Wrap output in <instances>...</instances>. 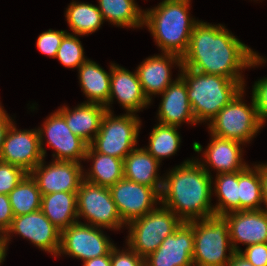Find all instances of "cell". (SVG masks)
<instances>
[{
  "mask_svg": "<svg viewBox=\"0 0 267 266\" xmlns=\"http://www.w3.org/2000/svg\"><path fill=\"white\" fill-rule=\"evenodd\" d=\"M266 61L224 25H212L199 20L191 32L188 50L182 56V67L233 81H244L242 70Z\"/></svg>",
  "mask_w": 267,
  "mask_h": 266,
  "instance_id": "obj_1",
  "label": "cell"
},
{
  "mask_svg": "<svg viewBox=\"0 0 267 266\" xmlns=\"http://www.w3.org/2000/svg\"><path fill=\"white\" fill-rule=\"evenodd\" d=\"M212 179L198 159H188L170 170L165 178L163 176L159 204L168 207L186 223L213 216Z\"/></svg>",
  "mask_w": 267,
  "mask_h": 266,
  "instance_id": "obj_2",
  "label": "cell"
},
{
  "mask_svg": "<svg viewBox=\"0 0 267 266\" xmlns=\"http://www.w3.org/2000/svg\"><path fill=\"white\" fill-rule=\"evenodd\" d=\"M191 0H162L144 11L143 25L151 32L161 52L183 56L189 47L191 32L199 22L190 17Z\"/></svg>",
  "mask_w": 267,
  "mask_h": 266,
  "instance_id": "obj_3",
  "label": "cell"
},
{
  "mask_svg": "<svg viewBox=\"0 0 267 266\" xmlns=\"http://www.w3.org/2000/svg\"><path fill=\"white\" fill-rule=\"evenodd\" d=\"M187 84V95L197 123L210 122L241 90L245 81L199 73L182 67L179 74Z\"/></svg>",
  "mask_w": 267,
  "mask_h": 266,
  "instance_id": "obj_4",
  "label": "cell"
},
{
  "mask_svg": "<svg viewBox=\"0 0 267 266\" xmlns=\"http://www.w3.org/2000/svg\"><path fill=\"white\" fill-rule=\"evenodd\" d=\"M187 223L193 228L194 233V266H226L235 253L226 219L220 215H213Z\"/></svg>",
  "mask_w": 267,
  "mask_h": 266,
  "instance_id": "obj_5",
  "label": "cell"
},
{
  "mask_svg": "<svg viewBox=\"0 0 267 266\" xmlns=\"http://www.w3.org/2000/svg\"><path fill=\"white\" fill-rule=\"evenodd\" d=\"M161 205L126 225L129 234L125 243L144 259L156 251L162 241L183 223L168 207Z\"/></svg>",
  "mask_w": 267,
  "mask_h": 266,
  "instance_id": "obj_6",
  "label": "cell"
},
{
  "mask_svg": "<svg viewBox=\"0 0 267 266\" xmlns=\"http://www.w3.org/2000/svg\"><path fill=\"white\" fill-rule=\"evenodd\" d=\"M243 94L244 89L207 123L212 135L235 140L245 145L259 133L261 127L263 128L253 98L249 106L243 101Z\"/></svg>",
  "mask_w": 267,
  "mask_h": 266,
  "instance_id": "obj_7",
  "label": "cell"
},
{
  "mask_svg": "<svg viewBox=\"0 0 267 266\" xmlns=\"http://www.w3.org/2000/svg\"><path fill=\"white\" fill-rule=\"evenodd\" d=\"M141 121L136 114L114 116L106 111L90 144L97 152L123 159L136 147Z\"/></svg>",
  "mask_w": 267,
  "mask_h": 266,
  "instance_id": "obj_8",
  "label": "cell"
},
{
  "mask_svg": "<svg viewBox=\"0 0 267 266\" xmlns=\"http://www.w3.org/2000/svg\"><path fill=\"white\" fill-rule=\"evenodd\" d=\"M78 219L84 217L88 225L119 230L123 223L110 189L83 180L77 191Z\"/></svg>",
  "mask_w": 267,
  "mask_h": 266,
  "instance_id": "obj_9",
  "label": "cell"
},
{
  "mask_svg": "<svg viewBox=\"0 0 267 266\" xmlns=\"http://www.w3.org/2000/svg\"><path fill=\"white\" fill-rule=\"evenodd\" d=\"M100 227L81 221L61 231L60 249L57 256L69 255L83 262L107 255L115 246Z\"/></svg>",
  "mask_w": 267,
  "mask_h": 266,
  "instance_id": "obj_10",
  "label": "cell"
},
{
  "mask_svg": "<svg viewBox=\"0 0 267 266\" xmlns=\"http://www.w3.org/2000/svg\"><path fill=\"white\" fill-rule=\"evenodd\" d=\"M40 136V146L45 158L46 149L44 139L47 138V144L53 148L54 161H74L80 163L85 161V155L88 144L73 134L67 126L65 118L56 110L43 123L42 128L38 127ZM45 136V138H44Z\"/></svg>",
  "mask_w": 267,
  "mask_h": 266,
  "instance_id": "obj_11",
  "label": "cell"
},
{
  "mask_svg": "<svg viewBox=\"0 0 267 266\" xmlns=\"http://www.w3.org/2000/svg\"><path fill=\"white\" fill-rule=\"evenodd\" d=\"M13 234L20 235L31 241L36 247L50 253L54 257L59 252L61 231L41 210L13 218L10 228L4 235L6 250Z\"/></svg>",
  "mask_w": 267,
  "mask_h": 266,
  "instance_id": "obj_12",
  "label": "cell"
},
{
  "mask_svg": "<svg viewBox=\"0 0 267 266\" xmlns=\"http://www.w3.org/2000/svg\"><path fill=\"white\" fill-rule=\"evenodd\" d=\"M109 189L125 227L149 213L160 202V194L154 188L124 177Z\"/></svg>",
  "mask_w": 267,
  "mask_h": 266,
  "instance_id": "obj_13",
  "label": "cell"
},
{
  "mask_svg": "<svg viewBox=\"0 0 267 266\" xmlns=\"http://www.w3.org/2000/svg\"><path fill=\"white\" fill-rule=\"evenodd\" d=\"M43 159L38 129L17 130L12 122L4 137L0 160L29 174Z\"/></svg>",
  "mask_w": 267,
  "mask_h": 266,
  "instance_id": "obj_14",
  "label": "cell"
},
{
  "mask_svg": "<svg viewBox=\"0 0 267 266\" xmlns=\"http://www.w3.org/2000/svg\"><path fill=\"white\" fill-rule=\"evenodd\" d=\"M81 163L52 161L45 165L44 159L29 173L36 181L42 195L56 192H77L84 180Z\"/></svg>",
  "mask_w": 267,
  "mask_h": 266,
  "instance_id": "obj_15",
  "label": "cell"
},
{
  "mask_svg": "<svg viewBox=\"0 0 267 266\" xmlns=\"http://www.w3.org/2000/svg\"><path fill=\"white\" fill-rule=\"evenodd\" d=\"M193 254V228L183 222L162 241L156 251L145 258V266H194Z\"/></svg>",
  "mask_w": 267,
  "mask_h": 266,
  "instance_id": "obj_16",
  "label": "cell"
},
{
  "mask_svg": "<svg viewBox=\"0 0 267 266\" xmlns=\"http://www.w3.org/2000/svg\"><path fill=\"white\" fill-rule=\"evenodd\" d=\"M223 217L228 223L231 245L235 252L241 249L237 244L249 246L267 243V212L261 210H247L230 212Z\"/></svg>",
  "mask_w": 267,
  "mask_h": 266,
  "instance_id": "obj_17",
  "label": "cell"
},
{
  "mask_svg": "<svg viewBox=\"0 0 267 266\" xmlns=\"http://www.w3.org/2000/svg\"><path fill=\"white\" fill-rule=\"evenodd\" d=\"M126 109V113L136 114L139 110L146 108L151 102L144 95L137 72L111 63L110 96L106 110L112 112L110 106L114 100Z\"/></svg>",
  "mask_w": 267,
  "mask_h": 266,
  "instance_id": "obj_18",
  "label": "cell"
},
{
  "mask_svg": "<svg viewBox=\"0 0 267 266\" xmlns=\"http://www.w3.org/2000/svg\"><path fill=\"white\" fill-rule=\"evenodd\" d=\"M142 61L136 72L144 95L152 101V96L163 93L175 80L171 78V66L182 68V57L174 53H161Z\"/></svg>",
  "mask_w": 267,
  "mask_h": 266,
  "instance_id": "obj_19",
  "label": "cell"
},
{
  "mask_svg": "<svg viewBox=\"0 0 267 266\" xmlns=\"http://www.w3.org/2000/svg\"><path fill=\"white\" fill-rule=\"evenodd\" d=\"M210 135L211 141L203 152L205 161H198L209 175H211L209 166L210 168L213 167L214 171L216 169L217 174L242 171L248 166L246 162L242 161L244 160L242 158L243 150L241 149L243 143Z\"/></svg>",
  "mask_w": 267,
  "mask_h": 266,
  "instance_id": "obj_20",
  "label": "cell"
},
{
  "mask_svg": "<svg viewBox=\"0 0 267 266\" xmlns=\"http://www.w3.org/2000/svg\"><path fill=\"white\" fill-rule=\"evenodd\" d=\"M177 77L163 93L159 94L162 95L157 113L159 123L178 127L183 122L195 125L197 122L188 99L187 84L180 75Z\"/></svg>",
  "mask_w": 267,
  "mask_h": 266,
  "instance_id": "obj_21",
  "label": "cell"
},
{
  "mask_svg": "<svg viewBox=\"0 0 267 266\" xmlns=\"http://www.w3.org/2000/svg\"><path fill=\"white\" fill-rule=\"evenodd\" d=\"M57 111L65 118L73 134L90 145L100 129L102 118L107 110L101 104L84 102L73 110L64 105Z\"/></svg>",
  "mask_w": 267,
  "mask_h": 266,
  "instance_id": "obj_22",
  "label": "cell"
},
{
  "mask_svg": "<svg viewBox=\"0 0 267 266\" xmlns=\"http://www.w3.org/2000/svg\"><path fill=\"white\" fill-rule=\"evenodd\" d=\"M160 162L145 148H135L123 160L124 178L154 188L159 194L163 178L158 174Z\"/></svg>",
  "mask_w": 267,
  "mask_h": 266,
  "instance_id": "obj_23",
  "label": "cell"
},
{
  "mask_svg": "<svg viewBox=\"0 0 267 266\" xmlns=\"http://www.w3.org/2000/svg\"><path fill=\"white\" fill-rule=\"evenodd\" d=\"M78 70L80 86L89 99L85 103L106 106L110 96L111 65L108 73L96 62L87 58Z\"/></svg>",
  "mask_w": 267,
  "mask_h": 266,
  "instance_id": "obj_24",
  "label": "cell"
},
{
  "mask_svg": "<svg viewBox=\"0 0 267 266\" xmlns=\"http://www.w3.org/2000/svg\"><path fill=\"white\" fill-rule=\"evenodd\" d=\"M40 210L62 231L79 222L77 192H56L42 195Z\"/></svg>",
  "mask_w": 267,
  "mask_h": 266,
  "instance_id": "obj_25",
  "label": "cell"
},
{
  "mask_svg": "<svg viewBox=\"0 0 267 266\" xmlns=\"http://www.w3.org/2000/svg\"><path fill=\"white\" fill-rule=\"evenodd\" d=\"M85 160H92V166L83 172L84 180L102 187L110 188L124 177L123 159L97 152L88 145Z\"/></svg>",
  "mask_w": 267,
  "mask_h": 266,
  "instance_id": "obj_26",
  "label": "cell"
},
{
  "mask_svg": "<svg viewBox=\"0 0 267 266\" xmlns=\"http://www.w3.org/2000/svg\"><path fill=\"white\" fill-rule=\"evenodd\" d=\"M99 10L104 21L127 28L143 27L144 10L135 0H98Z\"/></svg>",
  "mask_w": 267,
  "mask_h": 266,
  "instance_id": "obj_27",
  "label": "cell"
},
{
  "mask_svg": "<svg viewBox=\"0 0 267 266\" xmlns=\"http://www.w3.org/2000/svg\"><path fill=\"white\" fill-rule=\"evenodd\" d=\"M65 17L72 33L77 36L96 32L104 22L98 6L84 2H70Z\"/></svg>",
  "mask_w": 267,
  "mask_h": 266,
  "instance_id": "obj_28",
  "label": "cell"
},
{
  "mask_svg": "<svg viewBox=\"0 0 267 266\" xmlns=\"http://www.w3.org/2000/svg\"><path fill=\"white\" fill-rule=\"evenodd\" d=\"M214 182L212 192L216 193L218 198L217 205H213L215 215L223 216L230 212L240 211L238 171L216 174Z\"/></svg>",
  "mask_w": 267,
  "mask_h": 266,
  "instance_id": "obj_29",
  "label": "cell"
},
{
  "mask_svg": "<svg viewBox=\"0 0 267 266\" xmlns=\"http://www.w3.org/2000/svg\"><path fill=\"white\" fill-rule=\"evenodd\" d=\"M240 211L261 210L263 203L260 169L255 165L238 171Z\"/></svg>",
  "mask_w": 267,
  "mask_h": 266,
  "instance_id": "obj_30",
  "label": "cell"
},
{
  "mask_svg": "<svg viewBox=\"0 0 267 266\" xmlns=\"http://www.w3.org/2000/svg\"><path fill=\"white\" fill-rule=\"evenodd\" d=\"M8 196L14 217L40 210L42 194L30 174H27Z\"/></svg>",
  "mask_w": 267,
  "mask_h": 266,
  "instance_id": "obj_31",
  "label": "cell"
},
{
  "mask_svg": "<svg viewBox=\"0 0 267 266\" xmlns=\"http://www.w3.org/2000/svg\"><path fill=\"white\" fill-rule=\"evenodd\" d=\"M178 126L157 124L150 133L149 145L144 147L160 163L163 158H169L179 149L181 137Z\"/></svg>",
  "mask_w": 267,
  "mask_h": 266,
  "instance_id": "obj_32",
  "label": "cell"
},
{
  "mask_svg": "<svg viewBox=\"0 0 267 266\" xmlns=\"http://www.w3.org/2000/svg\"><path fill=\"white\" fill-rule=\"evenodd\" d=\"M56 58L67 68H79L87 59L77 35L67 33L58 48Z\"/></svg>",
  "mask_w": 267,
  "mask_h": 266,
  "instance_id": "obj_33",
  "label": "cell"
},
{
  "mask_svg": "<svg viewBox=\"0 0 267 266\" xmlns=\"http://www.w3.org/2000/svg\"><path fill=\"white\" fill-rule=\"evenodd\" d=\"M27 174L22 168L0 160V194L8 195Z\"/></svg>",
  "mask_w": 267,
  "mask_h": 266,
  "instance_id": "obj_34",
  "label": "cell"
},
{
  "mask_svg": "<svg viewBox=\"0 0 267 266\" xmlns=\"http://www.w3.org/2000/svg\"><path fill=\"white\" fill-rule=\"evenodd\" d=\"M67 30H52L42 32L37 39V49L52 58H56L58 48L63 37L67 34Z\"/></svg>",
  "mask_w": 267,
  "mask_h": 266,
  "instance_id": "obj_35",
  "label": "cell"
},
{
  "mask_svg": "<svg viewBox=\"0 0 267 266\" xmlns=\"http://www.w3.org/2000/svg\"><path fill=\"white\" fill-rule=\"evenodd\" d=\"M252 98L260 122L264 125L267 120V77L254 83Z\"/></svg>",
  "mask_w": 267,
  "mask_h": 266,
  "instance_id": "obj_36",
  "label": "cell"
},
{
  "mask_svg": "<svg viewBox=\"0 0 267 266\" xmlns=\"http://www.w3.org/2000/svg\"><path fill=\"white\" fill-rule=\"evenodd\" d=\"M125 250L111 249V266H145V259L140 257L129 246Z\"/></svg>",
  "mask_w": 267,
  "mask_h": 266,
  "instance_id": "obj_37",
  "label": "cell"
},
{
  "mask_svg": "<svg viewBox=\"0 0 267 266\" xmlns=\"http://www.w3.org/2000/svg\"><path fill=\"white\" fill-rule=\"evenodd\" d=\"M239 253L254 266H267V243L249 245Z\"/></svg>",
  "mask_w": 267,
  "mask_h": 266,
  "instance_id": "obj_38",
  "label": "cell"
},
{
  "mask_svg": "<svg viewBox=\"0 0 267 266\" xmlns=\"http://www.w3.org/2000/svg\"><path fill=\"white\" fill-rule=\"evenodd\" d=\"M14 214L10 205L9 196L0 194V232L5 235L12 224Z\"/></svg>",
  "mask_w": 267,
  "mask_h": 266,
  "instance_id": "obj_39",
  "label": "cell"
},
{
  "mask_svg": "<svg viewBox=\"0 0 267 266\" xmlns=\"http://www.w3.org/2000/svg\"><path fill=\"white\" fill-rule=\"evenodd\" d=\"M3 108L4 107H2L0 103V154H1V149H2V144L4 142L5 134L9 126L13 122L12 117L10 118L8 113H6L5 109Z\"/></svg>",
  "mask_w": 267,
  "mask_h": 266,
  "instance_id": "obj_40",
  "label": "cell"
},
{
  "mask_svg": "<svg viewBox=\"0 0 267 266\" xmlns=\"http://www.w3.org/2000/svg\"><path fill=\"white\" fill-rule=\"evenodd\" d=\"M256 166L260 169L262 180L263 205H265L262 209L267 212V164H256Z\"/></svg>",
  "mask_w": 267,
  "mask_h": 266,
  "instance_id": "obj_41",
  "label": "cell"
},
{
  "mask_svg": "<svg viewBox=\"0 0 267 266\" xmlns=\"http://www.w3.org/2000/svg\"><path fill=\"white\" fill-rule=\"evenodd\" d=\"M83 266H111V251L107 255L84 261Z\"/></svg>",
  "mask_w": 267,
  "mask_h": 266,
  "instance_id": "obj_42",
  "label": "cell"
},
{
  "mask_svg": "<svg viewBox=\"0 0 267 266\" xmlns=\"http://www.w3.org/2000/svg\"><path fill=\"white\" fill-rule=\"evenodd\" d=\"M226 266H254L239 252H235Z\"/></svg>",
  "mask_w": 267,
  "mask_h": 266,
  "instance_id": "obj_43",
  "label": "cell"
},
{
  "mask_svg": "<svg viewBox=\"0 0 267 266\" xmlns=\"http://www.w3.org/2000/svg\"><path fill=\"white\" fill-rule=\"evenodd\" d=\"M6 249L4 245V235L0 232V265L3 263L6 257Z\"/></svg>",
  "mask_w": 267,
  "mask_h": 266,
  "instance_id": "obj_44",
  "label": "cell"
}]
</instances>
